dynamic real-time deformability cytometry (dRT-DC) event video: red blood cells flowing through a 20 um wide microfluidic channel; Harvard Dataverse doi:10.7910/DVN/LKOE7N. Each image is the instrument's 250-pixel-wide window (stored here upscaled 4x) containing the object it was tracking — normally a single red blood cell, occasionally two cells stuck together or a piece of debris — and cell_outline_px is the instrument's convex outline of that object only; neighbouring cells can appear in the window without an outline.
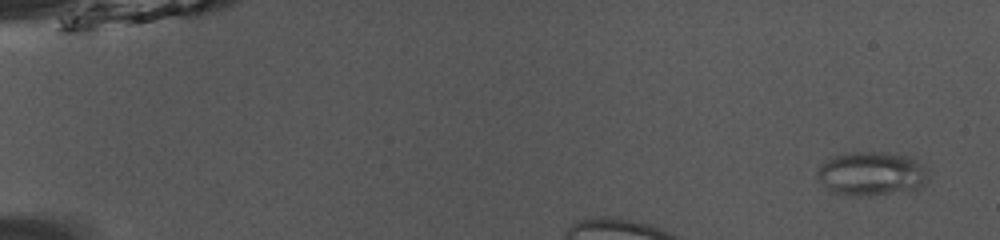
{"species": "common noctule bat (a hibernating species)", "species_latin": "Nyctalus noctula", "temperature_condition": "room temperature", "stored_images_in_passage": 8, "camera_frame_rate_fps": 3000, "um_per_image_px": 0.085, "animal": {"sex": "male", "body_mass_g": 13.0, "forearm_length_mm": 53.1}, "frame": {"image": 1, "passage_image": 1, "time_ms": 0.0, "image_size_px": [1000, 240], "cell_outline_px": [[932, 176], [924, 188], [868, 196], [852, 196], [832, 192], [816, 176], [816, 172], [820, 164], [824, 160], [832, 156], [844, 152], [888, 152], [908, 156], [916, 160], [932, 172]], "centroid_in_image_um": [74.14, 14.75], "position_along_channel_um": 10.9, "area_um2": 29.25}}